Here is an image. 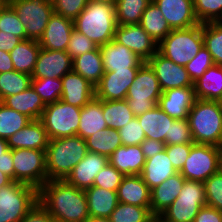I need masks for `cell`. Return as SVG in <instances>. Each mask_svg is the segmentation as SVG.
Segmentation results:
<instances>
[{
	"label": "cell",
	"instance_id": "obj_26",
	"mask_svg": "<svg viewBox=\"0 0 222 222\" xmlns=\"http://www.w3.org/2000/svg\"><path fill=\"white\" fill-rule=\"evenodd\" d=\"M145 161L140 145H122L108 158V162L124 176L140 175Z\"/></svg>",
	"mask_w": 222,
	"mask_h": 222
},
{
	"label": "cell",
	"instance_id": "obj_22",
	"mask_svg": "<svg viewBox=\"0 0 222 222\" xmlns=\"http://www.w3.org/2000/svg\"><path fill=\"white\" fill-rule=\"evenodd\" d=\"M63 90L60 100L82 108L95 97V86L73 71L61 78Z\"/></svg>",
	"mask_w": 222,
	"mask_h": 222
},
{
	"label": "cell",
	"instance_id": "obj_20",
	"mask_svg": "<svg viewBox=\"0 0 222 222\" xmlns=\"http://www.w3.org/2000/svg\"><path fill=\"white\" fill-rule=\"evenodd\" d=\"M73 29V20L53 13L43 36L38 41L39 45L47 50L66 51Z\"/></svg>",
	"mask_w": 222,
	"mask_h": 222
},
{
	"label": "cell",
	"instance_id": "obj_59",
	"mask_svg": "<svg viewBox=\"0 0 222 222\" xmlns=\"http://www.w3.org/2000/svg\"><path fill=\"white\" fill-rule=\"evenodd\" d=\"M9 71H14L10 53L0 51V73H6Z\"/></svg>",
	"mask_w": 222,
	"mask_h": 222
},
{
	"label": "cell",
	"instance_id": "obj_27",
	"mask_svg": "<svg viewBox=\"0 0 222 222\" xmlns=\"http://www.w3.org/2000/svg\"><path fill=\"white\" fill-rule=\"evenodd\" d=\"M150 191L140 175L124 176L117 190L118 202L150 207Z\"/></svg>",
	"mask_w": 222,
	"mask_h": 222
},
{
	"label": "cell",
	"instance_id": "obj_67",
	"mask_svg": "<svg viewBox=\"0 0 222 222\" xmlns=\"http://www.w3.org/2000/svg\"><path fill=\"white\" fill-rule=\"evenodd\" d=\"M220 215H221V222H222V210H220Z\"/></svg>",
	"mask_w": 222,
	"mask_h": 222
},
{
	"label": "cell",
	"instance_id": "obj_58",
	"mask_svg": "<svg viewBox=\"0 0 222 222\" xmlns=\"http://www.w3.org/2000/svg\"><path fill=\"white\" fill-rule=\"evenodd\" d=\"M0 171L9 176L14 181V167L12 159V149H8L0 157Z\"/></svg>",
	"mask_w": 222,
	"mask_h": 222
},
{
	"label": "cell",
	"instance_id": "obj_15",
	"mask_svg": "<svg viewBox=\"0 0 222 222\" xmlns=\"http://www.w3.org/2000/svg\"><path fill=\"white\" fill-rule=\"evenodd\" d=\"M138 69H122L105 72L95 86V97L99 100H123L134 82Z\"/></svg>",
	"mask_w": 222,
	"mask_h": 222
},
{
	"label": "cell",
	"instance_id": "obj_8",
	"mask_svg": "<svg viewBox=\"0 0 222 222\" xmlns=\"http://www.w3.org/2000/svg\"><path fill=\"white\" fill-rule=\"evenodd\" d=\"M205 205L204 183L185 180L178 197L159 216L166 222H194L199 210Z\"/></svg>",
	"mask_w": 222,
	"mask_h": 222
},
{
	"label": "cell",
	"instance_id": "obj_65",
	"mask_svg": "<svg viewBox=\"0 0 222 222\" xmlns=\"http://www.w3.org/2000/svg\"><path fill=\"white\" fill-rule=\"evenodd\" d=\"M7 3L5 0H0V11Z\"/></svg>",
	"mask_w": 222,
	"mask_h": 222
},
{
	"label": "cell",
	"instance_id": "obj_42",
	"mask_svg": "<svg viewBox=\"0 0 222 222\" xmlns=\"http://www.w3.org/2000/svg\"><path fill=\"white\" fill-rule=\"evenodd\" d=\"M152 217L150 207L119 202L109 218L111 222H149Z\"/></svg>",
	"mask_w": 222,
	"mask_h": 222
},
{
	"label": "cell",
	"instance_id": "obj_5",
	"mask_svg": "<svg viewBox=\"0 0 222 222\" xmlns=\"http://www.w3.org/2000/svg\"><path fill=\"white\" fill-rule=\"evenodd\" d=\"M203 46L202 24L171 30L158 44V51L175 64L186 66Z\"/></svg>",
	"mask_w": 222,
	"mask_h": 222
},
{
	"label": "cell",
	"instance_id": "obj_46",
	"mask_svg": "<svg viewBox=\"0 0 222 222\" xmlns=\"http://www.w3.org/2000/svg\"><path fill=\"white\" fill-rule=\"evenodd\" d=\"M206 205L222 210V168L203 182Z\"/></svg>",
	"mask_w": 222,
	"mask_h": 222
},
{
	"label": "cell",
	"instance_id": "obj_51",
	"mask_svg": "<svg viewBox=\"0 0 222 222\" xmlns=\"http://www.w3.org/2000/svg\"><path fill=\"white\" fill-rule=\"evenodd\" d=\"M89 0H52L54 13L75 20Z\"/></svg>",
	"mask_w": 222,
	"mask_h": 222
},
{
	"label": "cell",
	"instance_id": "obj_18",
	"mask_svg": "<svg viewBox=\"0 0 222 222\" xmlns=\"http://www.w3.org/2000/svg\"><path fill=\"white\" fill-rule=\"evenodd\" d=\"M105 72L122 69H139L144 63L133 51L119 44L114 39L99 46Z\"/></svg>",
	"mask_w": 222,
	"mask_h": 222
},
{
	"label": "cell",
	"instance_id": "obj_9",
	"mask_svg": "<svg viewBox=\"0 0 222 222\" xmlns=\"http://www.w3.org/2000/svg\"><path fill=\"white\" fill-rule=\"evenodd\" d=\"M221 162L222 147L194 143L179 173L186 180L204 182L222 168Z\"/></svg>",
	"mask_w": 222,
	"mask_h": 222
},
{
	"label": "cell",
	"instance_id": "obj_1",
	"mask_svg": "<svg viewBox=\"0 0 222 222\" xmlns=\"http://www.w3.org/2000/svg\"><path fill=\"white\" fill-rule=\"evenodd\" d=\"M38 201L54 222H84L89 217L85 191L66 180H47L38 190Z\"/></svg>",
	"mask_w": 222,
	"mask_h": 222
},
{
	"label": "cell",
	"instance_id": "obj_12",
	"mask_svg": "<svg viewBox=\"0 0 222 222\" xmlns=\"http://www.w3.org/2000/svg\"><path fill=\"white\" fill-rule=\"evenodd\" d=\"M24 26L26 37L39 41L54 13L52 0H10Z\"/></svg>",
	"mask_w": 222,
	"mask_h": 222
},
{
	"label": "cell",
	"instance_id": "obj_11",
	"mask_svg": "<svg viewBox=\"0 0 222 222\" xmlns=\"http://www.w3.org/2000/svg\"><path fill=\"white\" fill-rule=\"evenodd\" d=\"M14 181L39 190L48 180L45 151L36 149H12Z\"/></svg>",
	"mask_w": 222,
	"mask_h": 222
},
{
	"label": "cell",
	"instance_id": "obj_54",
	"mask_svg": "<svg viewBox=\"0 0 222 222\" xmlns=\"http://www.w3.org/2000/svg\"><path fill=\"white\" fill-rule=\"evenodd\" d=\"M20 222H54V220L50 213L37 201Z\"/></svg>",
	"mask_w": 222,
	"mask_h": 222
},
{
	"label": "cell",
	"instance_id": "obj_35",
	"mask_svg": "<svg viewBox=\"0 0 222 222\" xmlns=\"http://www.w3.org/2000/svg\"><path fill=\"white\" fill-rule=\"evenodd\" d=\"M140 25L157 44H159L172 30L163 17L162 12L153 1L143 12Z\"/></svg>",
	"mask_w": 222,
	"mask_h": 222
},
{
	"label": "cell",
	"instance_id": "obj_13",
	"mask_svg": "<svg viewBox=\"0 0 222 222\" xmlns=\"http://www.w3.org/2000/svg\"><path fill=\"white\" fill-rule=\"evenodd\" d=\"M147 63L153 69L163 91L173 88L194 87L184 66L175 64L157 51Z\"/></svg>",
	"mask_w": 222,
	"mask_h": 222
},
{
	"label": "cell",
	"instance_id": "obj_66",
	"mask_svg": "<svg viewBox=\"0 0 222 222\" xmlns=\"http://www.w3.org/2000/svg\"><path fill=\"white\" fill-rule=\"evenodd\" d=\"M2 104H3V99H2V97L0 95V105H2Z\"/></svg>",
	"mask_w": 222,
	"mask_h": 222
},
{
	"label": "cell",
	"instance_id": "obj_40",
	"mask_svg": "<svg viewBox=\"0 0 222 222\" xmlns=\"http://www.w3.org/2000/svg\"><path fill=\"white\" fill-rule=\"evenodd\" d=\"M31 121L26 115L4 104L0 105V138L7 140Z\"/></svg>",
	"mask_w": 222,
	"mask_h": 222
},
{
	"label": "cell",
	"instance_id": "obj_41",
	"mask_svg": "<svg viewBox=\"0 0 222 222\" xmlns=\"http://www.w3.org/2000/svg\"><path fill=\"white\" fill-rule=\"evenodd\" d=\"M31 81V75L15 70L0 73V95L2 99L28 89L31 86Z\"/></svg>",
	"mask_w": 222,
	"mask_h": 222
},
{
	"label": "cell",
	"instance_id": "obj_47",
	"mask_svg": "<svg viewBox=\"0 0 222 222\" xmlns=\"http://www.w3.org/2000/svg\"><path fill=\"white\" fill-rule=\"evenodd\" d=\"M213 65L211 54L202 46L198 54L186 64L185 68L194 83Z\"/></svg>",
	"mask_w": 222,
	"mask_h": 222
},
{
	"label": "cell",
	"instance_id": "obj_38",
	"mask_svg": "<svg viewBox=\"0 0 222 222\" xmlns=\"http://www.w3.org/2000/svg\"><path fill=\"white\" fill-rule=\"evenodd\" d=\"M152 0H117L115 3L117 25L140 24L142 14Z\"/></svg>",
	"mask_w": 222,
	"mask_h": 222
},
{
	"label": "cell",
	"instance_id": "obj_33",
	"mask_svg": "<svg viewBox=\"0 0 222 222\" xmlns=\"http://www.w3.org/2000/svg\"><path fill=\"white\" fill-rule=\"evenodd\" d=\"M107 127L102 111V100L94 97L81 108L78 135L85 140L95 132Z\"/></svg>",
	"mask_w": 222,
	"mask_h": 222
},
{
	"label": "cell",
	"instance_id": "obj_60",
	"mask_svg": "<svg viewBox=\"0 0 222 222\" xmlns=\"http://www.w3.org/2000/svg\"><path fill=\"white\" fill-rule=\"evenodd\" d=\"M12 182L13 180L9 176L0 171V188L5 187Z\"/></svg>",
	"mask_w": 222,
	"mask_h": 222
},
{
	"label": "cell",
	"instance_id": "obj_50",
	"mask_svg": "<svg viewBox=\"0 0 222 222\" xmlns=\"http://www.w3.org/2000/svg\"><path fill=\"white\" fill-rule=\"evenodd\" d=\"M118 131L123 146L140 145L146 139L145 132L139 124L137 117Z\"/></svg>",
	"mask_w": 222,
	"mask_h": 222
},
{
	"label": "cell",
	"instance_id": "obj_28",
	"mask_svg": "<svg viewBox=\"0 0 222 222\" xmlns=\"http://www.w3.org/2000/svg\"><path fill=\"white\" fill-rule=\"evenodd\" d=\"M176 173L178 172L164 150L146 159L140 176L151 190Z\"/></svg>",
	"mask_w": 222,
	"mask_h": 222
},
{
	"label": "cell",
	"instance_id": "obj_19",
	"mask_svg": "<svg viewBox=\"0 0 222 222\" xmlns=\"http://www.w3.org/2000/svg\"><path fill=\"white\" fill-rule=\"evenodd\" d=\"M195 100L194 87L173 88L162 92L157 105L172 118L187 119Z\"/></svg>",
	"mask_w": 222,
	"mask_h": 222
},
{
	"label": "cell",
	"instance_id": "obj_14",
	"mask_svg": "<svg viewBox=\"0 0 222 222\" xmlns=\"http://www.w3.org/2000/svg\"><path fill=\"white\" fill-rule=\"evenodd\" d=\"M114 40L147 62L157 51L158 44L140 24L117 25Z\"/></svg>",
	"mask_w": 222,
	"mask_h": 222
},
{
	"label": "cell",
	"instance_id": "obj_44",
	"mask_svg": "<svg viewBox=\"0 0 222 222\" xmlns=\"http://www.w3.org/2000/svg\"><path fill=\"white\" fill-rule=\"evenodd\" d=\"M193 6L200 24L222 21V0H193Z\"/></svg>",
	"mask_w": 222,
	"mask_h": 222
},
{
	"label": "cell",
	"instance_id": "obj_10",
	"mask_svg": "<svg viewBox=\"0 0 222 222\" xmlns=\"http://www.w3.org/2000/svg\"><path fill=\"white\" fill-rule=\"evenodd\" d=\"M81 108L62 100L47 104L40 120L49 140L78 135Z\"/></svg>",
	"mask_w": 222,
	"mask_h": 222
},
{
	"label": "cell",
	"instance_id": "obj_25",
	"mask_svg": "<svg viewBox=\"0 0 222 222\" xmlns=\"http://www.w3.org/2000/svg\"><path fill=\"white\" fill-rule=\"evenodd\" d=\"M147 139L165 143L170 138L171 124L175 118L167 115L158 105L137 116Z\"/></svg>",
	"mask_w": 222,
	"mask_h": 222
},
{
	"label": "cell",
	"instance_id": "obj_24",
	"mask_svg": "<svg viewBox=\"0 0 222 222\" xmlns=\"http://www.w3.org/2000/svg\"><path fill=\"white\" fill-rule=\"evenodd\" d=\"M185 178L178 172L150 191V212L159 216L180 194Z\"/></svg>",
	"mask_w": 222,
	"mask_h": 222
},
{
	"label": "cell",
	"instance_id": "obj_7",
	"mask_svg": "<svg viewBox=\"0 0 222 222\" xmlns=\"http://www.w3.org/2000/svg\"><path fill=\"white\" fill-rule=\"evenodd\" d=\"M38 201V190L13 181L0 188V222H20Z\"/></svg>",
	"mask_w": 222,
	"mask_h": 222
},
{
	"label": "cell",
	"instance_id": "obj_43",
	"mask_svg": "<svg viewBox=\"0 0 222 222\" xmlns=\"http://www.w3.org/2000/svg\"><path fill=\"white\" fill-rule=\"evenodd\" d=\"M31 87L45 105L59 101L63 90L62 81L59 78L32 79Z\"/></svg>",
	"mask_w": 222,
	"mask_h": 222
},
{
	"label": "cell",
	"instance_id": "obj_39",
	"mask_svg": "<svg viewBox=\"0 0 222 222\" xmlns=\"http://www.w3.org/2000/svg\"><path fill=\"white\" fill-rule=\"evenodd\" d=\"M203 46L209 51L215 65L222 66V22L202 24Z\"/></svg>",
	"mask_w": 222,
	"mask_h": 222
},
{
	"label": "cell",
	"instance_id": "obj_32",
	"mask_svg": "<svg viewBox=\"0 0 222 222\" xmlns=\"http://www.w3.org/2000/svg\"><path fill=\"white\" fill-rule=\"evenodd\" d=\"M72 71L96 86L105 73L99 46L73 59Z\"/></svg>",
	"mask_w": 222,
	"mask_h": 222
},
{
	"label": "cell",
	"instance_id": "obj_63",
	"mask_svg": "<svg viewBox=\"0 0 222 222\" xmlns=\"http://www.w3.org/2000/svg\"><path fill=\"white\" fill-rule=\"evenodd\" d=\"M89 1H95V2H99V3H109V4L115 5L117 0H89Z\"/></svg>",
	"mask_w": 222,
	"mask_h": 222
},
{
	"label": "cell",
	"instance_id": "obj_37",
	"mask_svg": "<svg viewBox=\"0 0 222 222\" xmlns=\"http://www.w3.org/2000/svg\"><path fill=\"white\" fill-rule=\"evenodd\" d=\"M102 111L107 126L119 130L135 118L126 99L102 100Z\"/></svg>",
	"mask_w": 222,
	"mask_h": 222
},
{
	"label": "cell",
	"instance_id": "obj_62",
	"mask_svg": "<svg viewBox=\"0 0 222 222\" xmlns=\"http://www.w3.org/2000/svg\"><path fill=\"white\" fill-rule=\"evenodd\" d=\"M8 149L9 146L7 140L0 138V157L3 156V153H5Z\"/></svg>",
	"mask_w": 222,
	"mask_h": 222
},
{
	"label": "cell",
	"instance_id": "obj_56",
	"mask_svg": "<svg viewBox=\"0 0 222 222\" xmlns=\"http://www.w3.org/2000/svg\"><path fill=\"white\" fill-rule=\"evenodd\" d=\"M194 222H221L220 210L205 205L199 210Z\"/></svg>",
	"mask_w": 222,
	"mask_h": 222
},
{
	"label": "cell",
	"instance_id": "obj_48",
	"mask_svg": "<svg viewBox=\"0 0 222 222\" xmlns=\"http://www.w3.org/2000/svg\"><path fill=\"white\" fill-rule=\"evenodd\" d=\"M124 175L109 162L98 172L93 186L117 191Z\"/></svg>",
	"mask_w": 222,
	"mask_h": 222
},
{
	"label": "cell",
	"instance_id": "obj_53",
	"mask_svg": "<svg viewBox=\"0 0 222 222\" xmlns=\"http://www.w3.org/2000/svg\"><path fill=\"white\" fill-rule=\"evenodd\" d=\"M194 143L166 145L165 151L177 172H180Z\"/></svg>",
	"mask_w": 222,
	"mask_h": 222
},
{
	"label": "cell",
	"instance_id": "obj_64",
	"mask_svg": "<svg viewBox=\"0 0 222 222\" xmlns=\"http://www.w3.org/2000/svg\"><path fill=\"white\" fill-rule=\"evenodd\" d=\"M152 222H166L160 216H153Z\"/></svg>",
	"mask_w": 222,
	"mask_h": 222
},
{
	"label": "cell",
	"instance_id": "obj_61",
	"mask_svg": "<svg viewBox=\"0 0 222 222\" xmlns=\"http://www.w3.org/2000/svg\"><path fill=\"white\" fill-rule=\"evenodd\" d=\"M84 222H111L109 217H92L89 216Z\"/></svg>",
	"mask_w": 222,
	"mask_h": 222
},
{
	"label": "cell",
	"instance_id": "obj_36",
	"mask_svg": "<svg viewBox=\"0 0 222 222\" xmlns=\"http://www.w3.org/2000/svg\"><path fill=\"white\" fill-rule=\"evenodd\" d=\"M87 150L98 153L107 158L120 146H122L118 130L109 127L99 130L85 139Z\"/></svg>",
	"mask_w": 222,
	"mask_h": 222
},
{
	"label": "cell",
	"instance_id": "obj_57",
	"mask_svg": "<svg viewBox=\"0 0 222 222\" xmlns=\"http://www.w3.org/2000/svg\"><path fill=\"white\" fill-rule=\"evenodd\" d=\"M23 40L15 35L0 31V51L10 53Z\"/></svg>",
	"mask_w": 222,
	"mask_h": 222
},
{
	"label": "cell",
	"instance_id": "obj_31",
	"mask_svg": "<svg viewBox=\"0 0 222 222\" xmlns=\"http://www.w3.org/2000/svg\"><path fill=\"white\" fill-rule=\"evenodd\" d=\"M197 99L222 102V66L213 65L194 82Z\"/></svg>",
	"mask_w": 222,
	"mask_h": 222
},
{
	"label": "cell",
	"instance_id": "obj_23",
	"mask_svg": "<svg viewBox=\"0 0 222 222\" xmlns=\"http://www.w3.org/2000/svg\"><path fill=\"white\" fill-rule=\"evenodd\" d=\"M10 149H36L46 151L49 138L40 119L32 120L29 124L7 139Z\"/></svg>",
	"mask_w": 222,
	"mask_h": 222
},
{
	"label": "cell",
	"instance_id": "obj_21",
	"mask_svg": "<svg viewBox=\"0 0 222 222\" xmlns=\"http://www.w3.org/2000/svg\"><path fill=\"white\" fill-rule=\"evenodd\" d=\"M108 163V158L95 152L87 151L85 157L73 168L65 179L78 189L85 190L93 186L98 172Z\"/></svg>",
	"mask_w": 222,
	"mask_h": 222
},
{
	"label": "cell",
	"instance_id": "obj_16",
	"mask_svg": "<svg viewBox=\"0 0 222 222\" xmlns=\"http://www.w3.org/2000/svg\"><path fill=\"white\" fill-rule=\"evenodd\" d=\"M73 59L66 51H55L41 48L37 57L32 79H61L72 71Z\"/></svg>",
	"mask_w": 222,
	"mask_h": 222
},
{
	"label": "cell",
	"instance_id": "obj_49",
	"mask_svg": "<svg viewBox=\"0 0 222 222\" xmlns=\"http://www.w3.org/2000/svg\"><path fill=\"white\" fill-rule=\"evenodd\" d=\"M97 47L98 46L84 34L73 29L66 52L72 59H75L77 56L95 50Z\"/></svg>",
	"mask_w": 222,
	"mask_h": 222
},
{
	"label": "cell",
	"instance_id": "obj_30",
	"mask_svg": "<svg viewBox=\"0 0 222 222\" xmlns=\"http://www.w3.org/2000/svg\"><path fill=\"white\" fill-rule=\"evenodd\" d=\"M3 104L17 112L26 115L31 120H37L42 117L46 105L40 96L30 86L19 94L11 95L3 100Z\"/></svg>",
	"mask_w": 222,
	"mask_h": 222
},
{
	"label": "cell",
	"instance_id": "obj_52",
	"mask_svg": "<svg viewBox=\"0 0 222 222\" xmlns=\"http://www.w3.org/2000/svg\"><path fill=\"white\" fill-rule=\"evenodd\" d=\"M194 143L188 123V119H175L171 124L170 138L166 145Z\"/></svg>",
	"mask_w": 222,
	"mask_h": 222
},
{
	"label": "cell",
	"instance_id": "obj_4",
	"mask_svg": "<svg viewBox=\"0 0 222 222\" xmlns=\"http://www.w3.org/2000/svg\"><path fill=\"white\" fill-rule=\"evenodd\" d=\"M117 27L115 5L89 1L74 20V29L84 34L97 46L114 39Z\"/></svg>",
	"mask_w": 222,
	"mask_h": 222
},
{
	"label": "cell",
	"instance_id": "obj_55",
	"mask_svg": "<svg viewBox=\"0 0 222 222\" xmlns=\"http://www.w3.org/2000/svg\"><path fill=\"white\" fill-rule=\"evenodd\" d=\"M140 147H141V150L144 154L145 159H148V158L153 157L155 154L164 151L166 144L161 141L146 138L140 144Z\"/></svg>",
	"mask_w": 222,
	"mask_h": 222
},
{
	"label": "cell",
	"instance_id": "obj_2",
	"mask_svg": "<svg viewBox=\"0 0 222 222\" xmlns=\"http://www.w3.org/2000/svg\"><path fill=\"white\" fill-rule=\"evenodd\" d=\"M87 151L86 141L79 135L49 140L45 151L48 180H65Z\"/></svg>",
	"mask_w": 222,
	"mask_h": 222
},
{
	"label": "cell",
	"instance_id": "obj_3",
	"mask_svg": "<svg viewBox=\"0 0 222 222\" xmlns=\"http://www.w3.org/2000/svg\"><path fill=\"white\" fill-rule=\"evenodd\" d=\"M187 119L194 143L222 147V102L196 98Z\"/></svg>",
	"mask_w": 222,
	"mask_h": 222
},
{
	"label": "cell",
	"instance_id": "obj_45",
	"mask_svg": "<svg viewBox=\"0 0 222 222\" xmlns=\"http://www.w3.org/2000/svg\"><path fill=\"white\" fill-rule=\"evenodd\" d=\"M0 31L27 40L23 24L13 7L7 3L0 11Z\"/></svg>",
	"mask_w": 222,
	"mask_h": 222
},
{
	"label": "cell",
	"instance_id": "obj_17",
	"mask_svg": "<svg viewBox=\"0 0 222 222\" xmlns=\"http://www.w3.org/2000/svg\"><path fill=\"white\" fill-rule=\"evenodd\" d=\"M162 12L172 30L185 29L199 23L194 13L193 0H152Z\"/></svg>",
	"mask_w": 222,
	"mask_h": 222
},
{
	"label": "cell",
	"instance_id": "obj_29",
	"mask_svg": "<svg viewBox=\"0 0 222 222\" xmlns=\"http://www.w3.org/2000/svg\"><path fill=\"white\" fill-rule=\"evenodd\" d=\"M84 191L87 197L89 216L110 217L119 203L117 191L96 186L87 188Z\"/></svg>",
	"mask_w": 222,
	"mask_h": 222
},
{
	"label": "cell",
	"instance_id": "obj_34",
	"mask_svg": "<svg viewBox=\"0 0 222 222\" xmlns=\"http://www.w3.org/2000/svg\"><path fill=\"white\" fill-rule=\"evenodd\" d=\"M41 46L37 40L27 39L10 52L15 71L32 75Z\"/></svg>",
	"mask_w": 222,
	"mask_h": 222
},
{
	"label": "cell",
	"instance_id": "obj_6",
	"mask_svg": "<svg viewBox=\"0 0 222 222\" xmlns=\"http://www.w3.org/2000/svg\"><path fill=\"white\" fill-rule=\"evenodd\" d=\"M161 95L162 90L153 69L144 62L139 67L126 95V101L134 116L142 115L155 107Z\"/></svg>",
	"mask_w": 222,
	"mask_h": 222
}]
</instances>
